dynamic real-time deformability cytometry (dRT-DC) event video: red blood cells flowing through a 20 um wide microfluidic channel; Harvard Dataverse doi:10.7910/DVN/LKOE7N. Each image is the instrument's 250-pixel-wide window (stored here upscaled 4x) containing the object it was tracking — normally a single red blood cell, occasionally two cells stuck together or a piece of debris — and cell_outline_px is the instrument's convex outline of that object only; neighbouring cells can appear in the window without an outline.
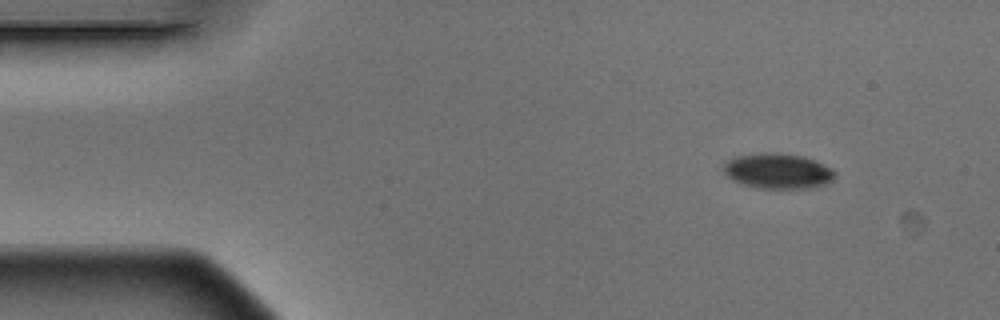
{"species": "Egyptian fruit bat (a non-hibernating species)", "species_latin": "Rousettus aegyptiacus", "temperature_condition": "warm", "stored_images_in_passage": 3, "camera_frame_rate_fps": 3000, "um_per_image_px": 0.085, "animal": {"sex": "male"}, "frame": {"image": 1, "passage_image": 1, "time_ms": 0.0, "image_size_px": [1000, 320], "cell_outline_px": [[836, 176], [828, 184], [808, 188], [756, 188], [732, 180], [720, 168], [732, 156], [764, 152], [776, 152], [804, 156], [816, 160], [832, 168], [836, 172]], "centroid_in_image_um": [66.12, 14.52], "position_along_channel_um": 18.9, "area_um2": 23.35}}
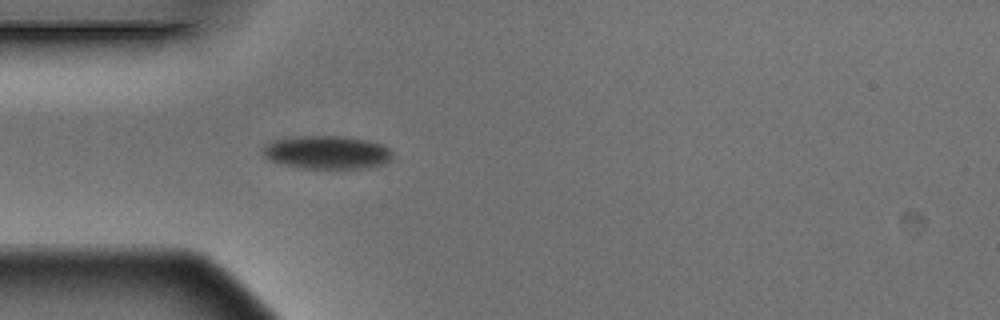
{"frame": {"image": 2, "passage_image": 3, "time_ms": 0.667, "image_size_px": [1000, 320], "cell_outline_px": [[392, 160], [384, 164], [372, 168], [304, 168], [280, 164], [264, 156], [260, 148], [272, 140], [292, 136], [344, 136], [368, 140], [384, 144], [392, 152]], "centroid_in_image_um": [27.81, 12.94], "position_along_channel_um": 57.2, "area_um2": 25.55}}